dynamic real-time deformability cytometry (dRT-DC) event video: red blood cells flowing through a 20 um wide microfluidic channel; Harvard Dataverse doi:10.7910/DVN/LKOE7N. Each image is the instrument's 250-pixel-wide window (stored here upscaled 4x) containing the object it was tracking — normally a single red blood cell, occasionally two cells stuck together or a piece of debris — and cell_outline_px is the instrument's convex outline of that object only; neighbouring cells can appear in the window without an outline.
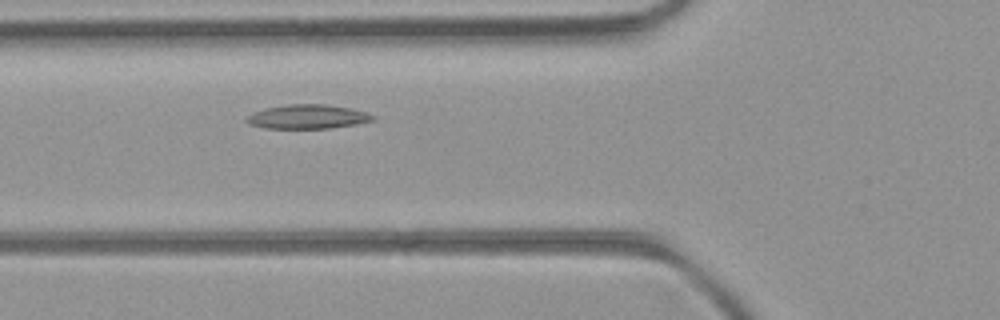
{"species": "common noctule bat (a hibernating species)", "species_latin": "Nyctalus noctula", "temperature_condition": "room temperature", "stored_images_in_passage": 41, "camera_frame_rate_fps": 3000, "um_per_image_px": 0.085, "animal": {"sex": "female", "body_mass_g": 21.9}, "frame": {"image": 1, "passage_image": 11, "time_ms": 3.333, "image_size_px": [1000, 320], "cell_outline_px": [[376, 120], [356, 124], [332, 128], [264, 128], [248, 124], [244, 120], [252, 112], [264, 108], [288, 104], [324, 104], [352, 108], [368, 112], [376, 116]], "centroid_in_image_um": [26.17, 9.91], "position_along_channel_um": 99.6, "area_um2": 18.03}}
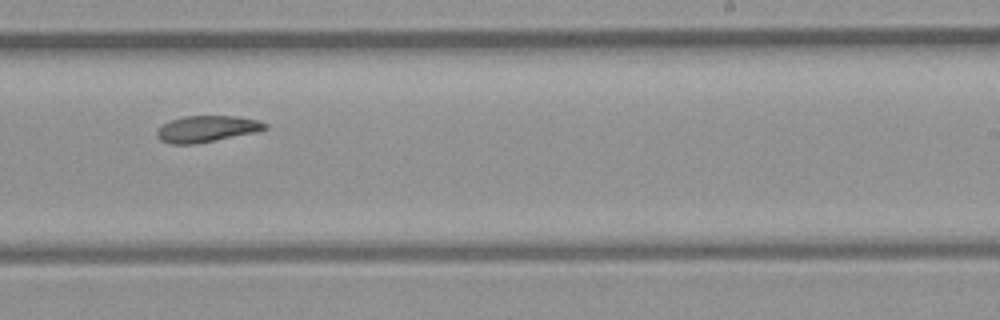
{"frame": {"image": 2, "passage_image": 23, "time_ms": 7.333, "image_size_px": [1000, 320], "cell_outline_px": [[268, 128], [256, 132], [196, 144], [172, 144], [160, 140], [156, 136], [156, 128], [172, 120], [184, 116], [236, 116], [256, 120], [268, 124]], "centroid_in_image_um": [17.55, 10.96], "position_along_channel_um": 271.4, "area_um2": 16.59}}
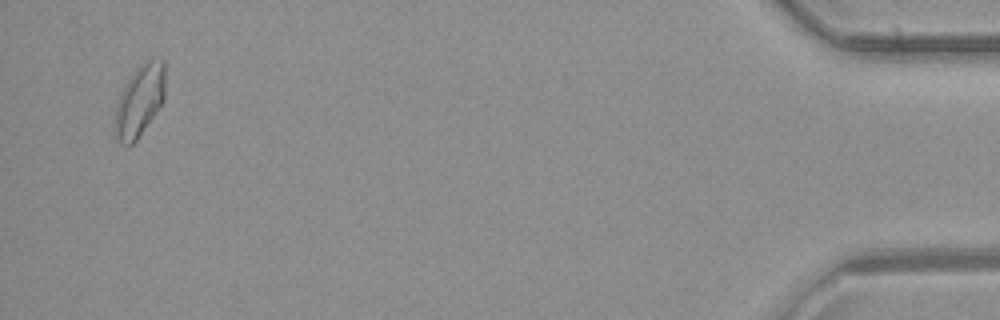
{"frame": {"image": 3, "passage_image": 40, "time_ms": 13.0, "image_size_px": [1000, 320], "cell_outline_px": [[164, 100], [156, 112], [136, 140], [132, 144], [120, 144], [116, 136], [116, 108], [120, 96], [128, 80], [136, 68], [144, 60], [152, 56], [164, 60]], "centroid_in_image_um": [11.9, 8.49], "position_along_channel_um": 423.3, "area_um2": 20.58}}